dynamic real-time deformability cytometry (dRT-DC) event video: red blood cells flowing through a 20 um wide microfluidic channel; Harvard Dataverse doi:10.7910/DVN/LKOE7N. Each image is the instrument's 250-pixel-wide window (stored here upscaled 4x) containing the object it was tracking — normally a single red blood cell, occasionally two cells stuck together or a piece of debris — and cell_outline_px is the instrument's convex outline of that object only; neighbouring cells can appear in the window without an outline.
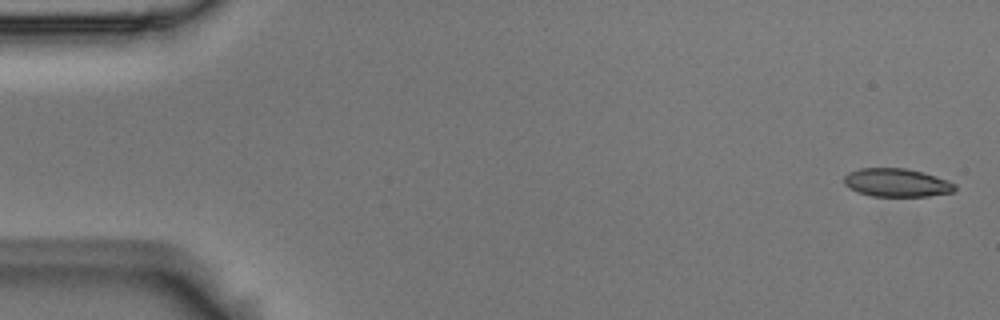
{"species": "Egyptian fruit bat (a non-hibernating species)", "species_latin": "Rousettus aegyptiacus", "temperature_condition": "room temperature", "stored_images_in_passage": 4, "camera_frame_rate_fps": 3000, "um_per_image_px": 0.085, "animal": {"sex": "male"}, "frame": {"image": 1, "passage_image": 1, "time_ms": 0.0, "image_size_px": [1000, 320], "cell_outline_px": [[956, 188], [952, 192], [928, 196], [872, 196], [856, 192], [848, 188], [844, 184], [844, 176], [848, 172], [860, 168], [904, 168], [924, 172], [936, 176], [956, 184]], "centroid_in_image_um": [76.18, 15.52], "position_along_channel_um": 8.8, "area_um2": 18.38}}